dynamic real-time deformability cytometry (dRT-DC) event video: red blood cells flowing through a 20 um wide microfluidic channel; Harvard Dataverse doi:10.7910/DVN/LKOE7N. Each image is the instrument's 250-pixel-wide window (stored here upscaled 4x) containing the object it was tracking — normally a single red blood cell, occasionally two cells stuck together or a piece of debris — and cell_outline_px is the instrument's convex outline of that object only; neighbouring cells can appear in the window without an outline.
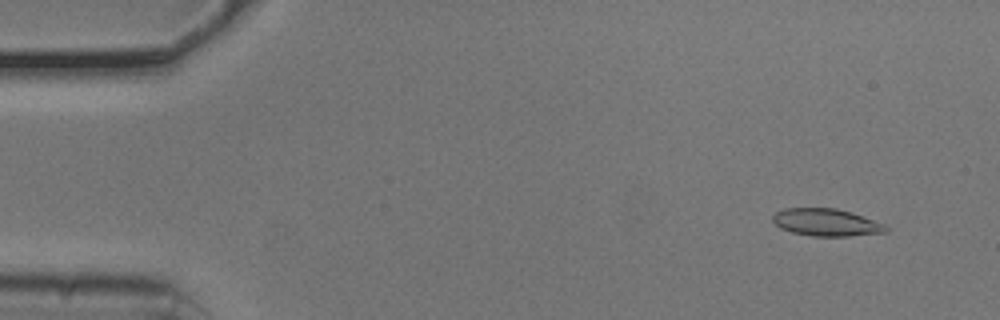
{"species": "common noctule bat (a hibernating species)", "species_latin": "Nyctalus noctula", "temperature_condition": "cold", "stored_images_in_passage": 53, "camera_frame_rate_fps": 3000, "um_per_image_px": 0.085, "animal": {"sex": "male", "body_mass_g": 20.5, "forearm_length_mm": 52.5}, "frame": {"image": 1, "passage_image": 4, "time_ms": 1.0, "image_size_px": [1000, 320], "cell_outline_px": [[888, 232], [848, 236], [812, 236], [792, 232], [780, 228], [772, 220], [772, 216], [776, 212], [784, 208], [836, 208], [852, 212], [884, 224], [888, 228]], "centroid_in_image_um": [70.23, 18.9], "position_along_channel_um": 14.8, "area_um2": 18.03}}
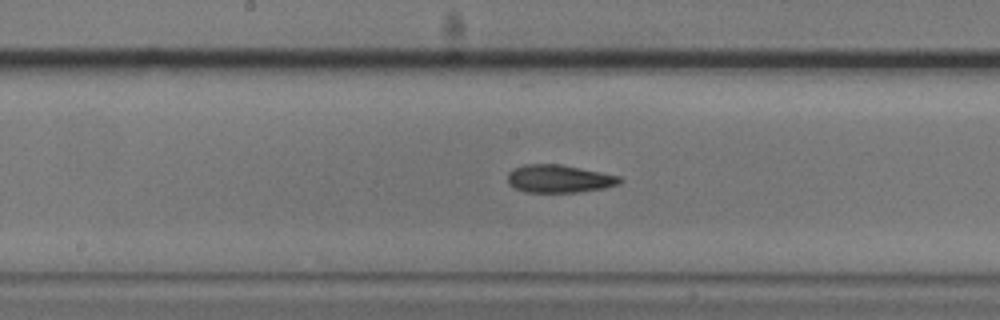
{"frame": {"image": 2, "passage_image": 27, "time_ms": 8.667, "image_size_px": [1000, 320], "cell_outline_px": [[624, 180], [620, 184], [604, 188], [576, 192], [524, 192], [508, 184], [508, 172], [524, 164], [560, 164], [620, 176]], "centroid_in_image_um": [47.54, 15.19], "position_along_channel_um": 200.7, "area_um2": 18.15}}
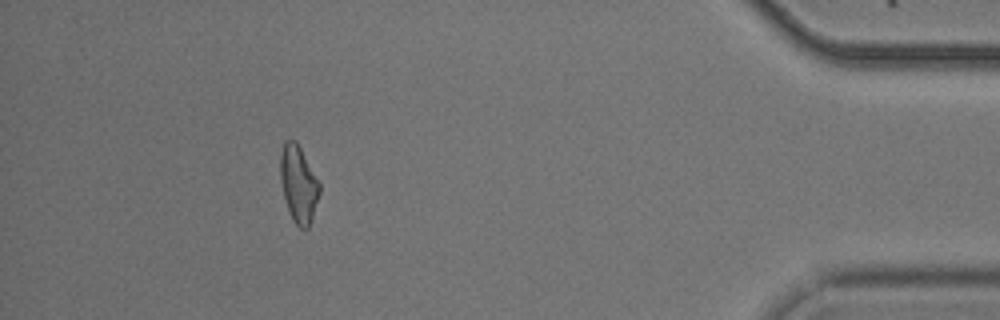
{"frame": {"image": 3, "passage_image": 48, "time_ms": 15.667, "image_size_px": [1000, 320], "cell_outline_px": [[320, 192], [308, 228], [304, 232], [292, 220], [288, 212], [280, 180], [280, 152], [284, 140], [296, 140], [320, 184]], "centroid_in_image_um": [25.35, 15.65], "position_along_channel_um": 409.9, "area_um2": 17.57}, "authors_computed_cell_mechanics": {"area_um2": 18.0336, "velocity_mm_per_s": 3.7847, "shape_relaxation_time_tau1_ms": 8.6079, "shape_relaxation_time_tau2_ms": 3.5818, "deformation_change_tau1": 0.2131, "deformation_change_tau2": 0.1192}}